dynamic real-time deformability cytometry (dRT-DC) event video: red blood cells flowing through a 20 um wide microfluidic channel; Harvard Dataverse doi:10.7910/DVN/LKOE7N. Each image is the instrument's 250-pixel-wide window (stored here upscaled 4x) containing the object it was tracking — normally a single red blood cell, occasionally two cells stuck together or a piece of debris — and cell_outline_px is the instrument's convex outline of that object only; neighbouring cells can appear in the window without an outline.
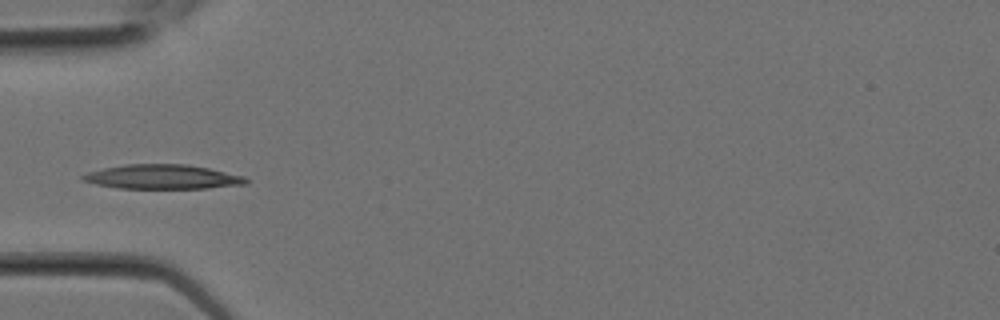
{"species": "Egyptian fruit bat (a non-hibernating species)", "species_latin": "Rousettus aegyptiacus", "temperature_condition": "room temperature", "stored_images_in_passage": 2, "camera_frame_rate_fps": 3000, "um_per_image_px": 0.085, "animal": {"sex": "female"}, "frame": {"image": 1, "passage_image": 2, "time_ms": 0.333, "image_size_px": [1000, 320], "cell_outline_px": [[248, 184], [208, 188], [116, 188], [96, 184], [80, 180], [80, 176], [88, 172], [104, 168], [124, 164], [188, 164], [208, 168], [244, 176], [248, 180]], "centroid_in_image_um": [13.8, 15.03], "position_along_channel_um": 71.2, "area_um2": 23.24}}